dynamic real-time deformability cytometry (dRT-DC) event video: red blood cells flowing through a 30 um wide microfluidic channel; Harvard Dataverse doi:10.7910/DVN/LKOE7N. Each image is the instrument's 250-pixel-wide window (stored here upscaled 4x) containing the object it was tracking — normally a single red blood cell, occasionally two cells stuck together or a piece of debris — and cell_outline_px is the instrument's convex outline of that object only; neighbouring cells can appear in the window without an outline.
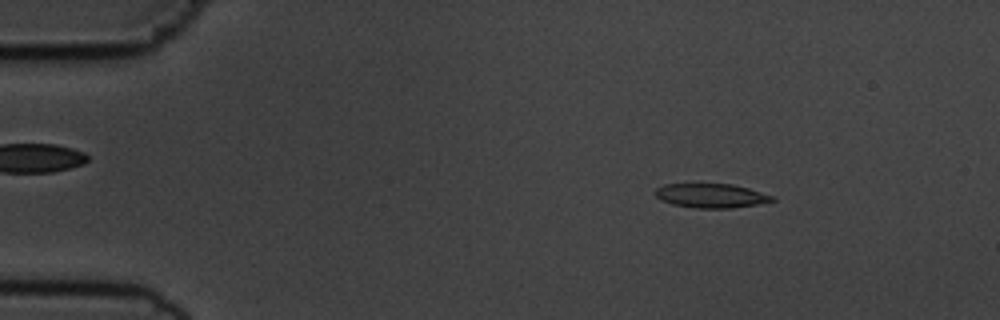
{"species": "common noctule bat (a hibernating species)", "species_latin": "Nyctalus noctula", "temperature_condition": "cold", "stored_images_in_passage": 55, "camera_frame_rate_fps": 3000, "um_per_image_px": 0.085, "animal": {"sex": "male", "body_mass_g": 19.5, "forearm_length_mm": 54.6}, "frame": {"image": 1, "passage_image": 8, "time_ms": 2.333, "image_size_px": [1000, 320], "cell_outline_px": [[776, 200], [756, 204], [732, 208], [696, 208], [672, 204], [660, 200], [652, 192], [656, 188], [664, 184], [732, 184], [748, 188], [776, 196]], "centroid_in_image_um": [60.43, 16.63], "position_along_channel_um": 24.6, "area_um2": 16.59}}
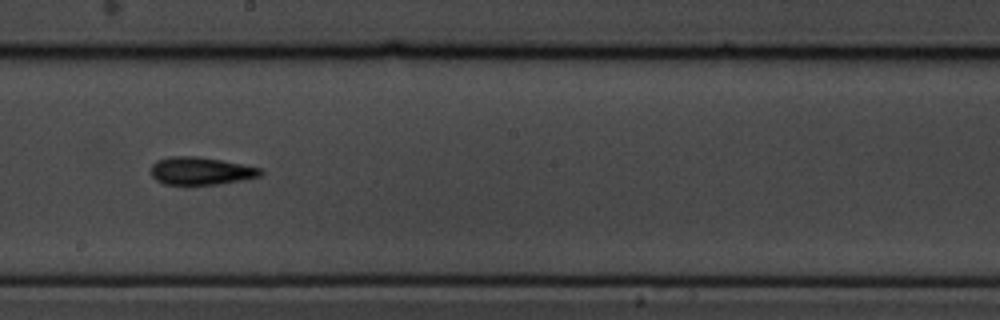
{"frame": {"image": 2, "passage_image": 31, "time_ms": 10.0, "image_size_px": [1000, 320], "cell_outline_px": [[264, 172], [260, 176], [240, 180], [216, 184], [164, 184], [156, 180], [152, 176], [152, 164], [156, 160], [168, 156], [196, 156], [244, 164], [260, 168]], "centroid_in_image_um": [17.05, 14.51], "position_along_channel_um": 231.1, "area_um2": 17.57}}
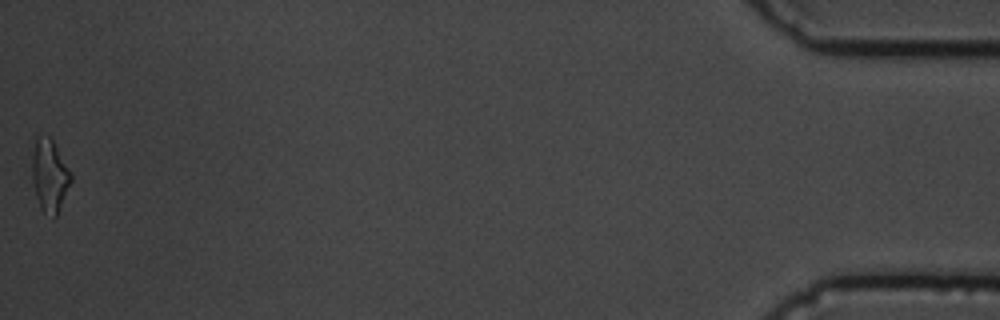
{"frame": {"image": 3, "passage_image": 55, "time_ms": 18.0, "image_size_px": [1000, 320], "cell_outline_px": [[72, 180], [56, 216], [52, 220], [40, 208], [36, 196], [32, 180], [32, 156], [36, 136], [48, 136], [52, 140], [72, 172]], "centroid_in_image_um": [4.22, 14.94], "position_along_channel_um": 431.0, "area_um2": 16.47}, "authors_computed_cell_mechanics": {"area_um2": 16.762, "velocity_mm_per_s": 3.6504, "shape_relaxation_time_tau1_ms": 4.9682, "shape_relaxation_time_tau2_ms": 5.8394, "deformation_change_tau1": 0.1823, "deformation_change_tau2": 0.1779}}